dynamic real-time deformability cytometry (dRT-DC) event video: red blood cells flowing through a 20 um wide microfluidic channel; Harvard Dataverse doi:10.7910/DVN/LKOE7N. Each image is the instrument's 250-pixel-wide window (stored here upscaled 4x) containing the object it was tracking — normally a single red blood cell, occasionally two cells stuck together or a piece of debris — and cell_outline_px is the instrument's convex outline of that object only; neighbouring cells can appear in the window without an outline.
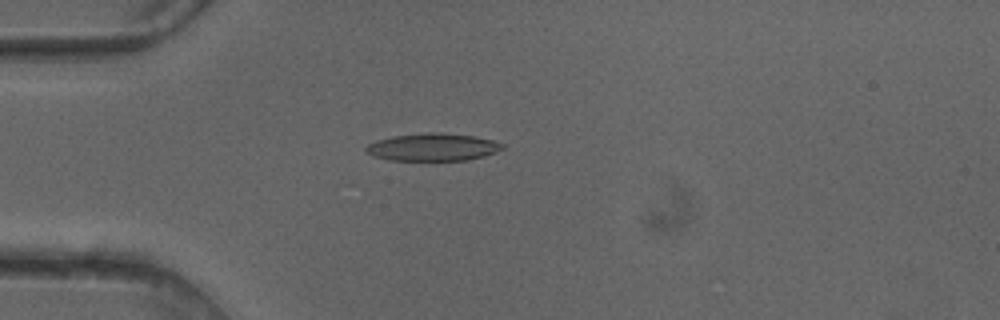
{"species": "common noctule bat (a hibernating species)", "species_latin": "Nyctalus noctula", "temperature_condition": "cold", "stored_images_in_passage": 50, "camera_frame_rate_fps": 3000, "um_per_image_px": 0.085, "animal": {"sex": "female"}, "frame": {"image": 1, "passage_image": 14, "time_ms": 4.333, "image_size_px": [1000, 320], "cell_outline_px": [[504, 148], [496, 152], [484, 156], [468, 160], [388, 160], [372, 156], [364, 148], [368, 144], [376, 140], [392, 136], [424, 132], [440, 132], [472, 136], [492, 140], [504, 144]], "centroid_in_image_um": [36.77, 12.5], "position_along_channel_um": 48.2, "area_um2": 21.96}}
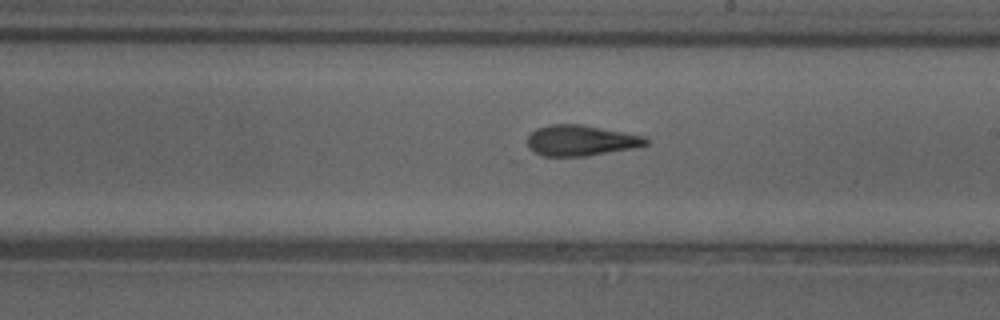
{"frame": {"image": 2, "passage_image": 29, "time_ms": 9.333, "image_size_px": [1000, 320], "cell_outline_px": [[648, 144], [636, 148], [588, 156], [540, 156], [532, 152], [528, 148], [528, 136], [536, 128], [548, 124], [580, 124], [644, 136], [648, 140]], "centroid_in_image_um": [49.34, 11.95], "position_along_channel_um": 239.7, "area_um2": 21.39}}
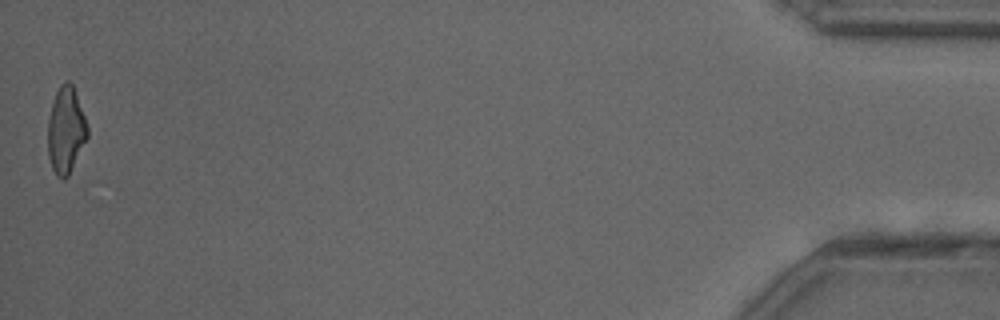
{"frame": {"image": 3, "passage_image": 50, "time_ms": 16.333, "image_size_px": [1000, 320], "cell_outline_px": [[88, 136], [68, 176], [64, 180], [56, 176], [52, 168], [48, 156], [48, 120], [52, 100], [60, 84], [64, 80], [68, 80], [72, 84], [84, 116], [88, 128]], "centroid_in_image_um": [5.58, 11.07], "position_along_channel_um": 429.6, "area_um2": 19.88}, "authors_computed_cell_mechanics": {"area_um2": 21.3571, "velocity_mm_per_s": 4.1206, "shape_relaxation_time_tau1_ms": 3.9286, "shape_relaxation_time_tau2_ms": 2.574, "deformation_change_tau1": 0.1728, "deformation_change_tau2": 0.1376}}